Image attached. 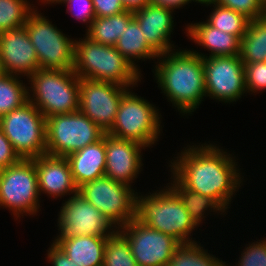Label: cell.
<instances>
[{
    "label": "cell",
    "mask_w": 266,
    "mask_h": 266,
    "mask_svg": "<svg viewBox=\"0 0 266 266\" xmlns=\"http://www.w3.org/2000/svg\"><path fill=\"white\" fill-rule=\"evenodd\" d=\"M206 143L184 147L169 161V170L181 186L213 198L226 211L244 176L235 155L219 144Z\"/></svg>",
    "instance_id": "cell-1"
},
{
    "label": "cell",
    "mask_w": 266,
    "mask_h": 266,
    "mask_svg": "<svg viewBox=\"0 0 266 266\" xmlns=\"http://www.w3.org/2000/svg\"><path fill=\"white\" fill-rule=\"evenodd\" d=\"M154 63L152 72L167 101L183 116L193 114L207 97L203 58L187 48L174 49Z\"/></svg>",
    "instance_id": "cell-2"
},
{
    "label": "cell",
    "mask_w": 266,
    "mask_h": 266,
    "mask_svg": "<svg viewBox=\"0 0 266 266\" xmlns=\"http://www.w3.org/2000/svg\"><path fill=\"white\" fill-rule=\"evenodd\" d=\"M164 187L152 194L150 191L146 195L137 192L136 219L147 227L173 237L180 244L197 242L191 233L198 226L190 218L179 195L169 184Z\"/></svg>",
    "instance_id": "cell-3"
},
{
    "label": "cell",
    "mask_w": 266,
    "mask_h": 266,
    "mask_svg": "<svg viewBox=\"0 0 266 266\" xmlns=\"http://www.w3.org/2000/svg\"><path fill=\"white\" fill-rule=\"evenodd\" d=\"M74 73L79 78L136 87L142 74L114 47L92 41L86 35L75 40Z\"/></svg>",
    "instance_id": "cell-4"
},
{
    "label": "cell",
    "mask_w": 266,
    "mask_h": 266,
    "mask_svg": "<svg viewBox=\"0 0 266 266\" xmlns=\"http://www.w3.org/2000/svg\"><path fill=\"white\" fill-rule=\"evenodd\" d=\"M28 79V101L45 118L79 110L80 78L73 70L38 69Z\"/></svg>",
    "instance_id": "cell-5"
},
{
    "label": "cell",
    "mask_w": 266,
    "mask_h": 266,
    "mask_svg": "<svg viewBox=\"0 0 266 266\" xmlns=\"http://www.w3.org/2000/svg\"><path fill=\"white\" fill-rule=\"evenodd\" d=\"M137 95L130 89L122 97L115 121L107 134L135 141L148 149L157 144L163 133L162 115L157 106Z\"/></svg>",
    "instance_id": "cell-6"
},
{
    "label": "cell",
    "mask_w": 266,
    "mask_h": 266,
    "mask_svg": "<svg viewBox=\"0 0 266 266\" xmlns=\"http://www.w3.org/2000/svg\"><path fill=\"white\" fill-rule=\"evenodd\" d=\"M40 198L34 159L21 158L0 170V207L11 211L15 220L37 215Z\"/></svg>",
    "instance_id": "cell-7"
},
{
    "label": "cell",
    "mask_w": 266,
    "mask_h": 266,
    "mask_svg": "<svg viewBox=\"0 0 266 266\" xmlns=\"http://www.w3.org/2000/svg\"><path fill=\"white\" fill-rule=\"evenodd\" d=\"M37 9L29 15L25 27L36 50L39 69L72 70L75 39L65 35Z\"/></svg>",
    "instance_id": "cell-8"
},
{
    "label": "cell",
    "mask_w": 266,
    "mask_h": 266,
    "mask_svg": "<svg viewBox=\"0 0 266 266\" xmlns=\"http://www.w3.org/2000/svg\"><path fill=\"white\" fill-rule=\"evenodd\" d=\"M105 132L80 110L46 118V154L68 155L97 142Z\"/></svg>",
    "instance_id": "cell-9"
},
{
    "label": "cell",
    "mask_w": 266,
    "mask_h": 266,
    "mask_svg": "<svg viewBox=\"0 0 266 266\" xmlns=\"http://www.w3.org/2000/svg\"><path fill=\"white\" fill-rule=\"evenodd\" d=\"M0 129L20 158L46 154V118L31 102L1 116Z\"/></svg>",
    "instance_id": "cell-10"
},
{
    "label": "cell",
    "mask_w": 266,
    "mask_h": 266,
    "mask_svg": "<svg viewBox=\"0 0 266 266\" xmlns=\"http://www.w3.org/2000/svg\"><path fill=\"white\" fill-rule=\"evenodd\" d=\"M87 202L97 208L117 230L136 218L137 191L127 184L102 176L78 187Z\"/></svg>",
    "instance_id": "cell-11"
},
{
    "label": "cell",
    "mask_w": 266,
    "mask_h": 266,
    "mask_svg": "<svg viewBox=\"0 0 266 266\" xmlns=\"http://www.w3.org/2000/svg\"><path fill=\"white\" fill-rule=\"evenodd\" d=\"M206 96L233 103L247 93L244 63L240 55L203 58Z\"/></svg>",
    "instance_id": "cell-12"
},
{
    "label": "cell",
    "mask_w": 266,
    "mask_h": 266,
    "mask_svg": "<svg viewBox=\"0 0 266 266\" xmlns=\"http://www.w3.org/2000/svg\"><path fill=\"white\" fill-rule=\"evenodd\" d=\"M57 226L59 234L55 237H110L117 231L97 208L78 193L62 203Z\"/></svg>",
    "instance_id": "cell-13"
},
{
    "label": "cell",
    "mask_w": 266,
    "mask_h": 266,
    "mask_svg": "<svg viewBox=\"0 0 266 266\" xmlns=\"http://www.w3.org/2000/svg\"><path fill=\"white\" fill-rule=\"evenodd\" d=\"M138 266H167L181 245L173 237L143 225L136 218L119 228Z\"/></svg>",
    "instance_id": "cell-14"
},
{
    "label": "cell",
    "mask_w": 266,
    "mask_h": 266,
    "mask_svg": "<svg viewBox=\"0 0 266 266\" xmlns=\"http://www.w3.org/2000/svg\"><path fill=\"white\" fill-rule=\"evenodd\" d=\"M133 87L80 78L79 110L107 133L116 118L122 97Z\"/></svg>",
    "instance_id": "cell-15"
},
{
    "label": "cell",
    "mask_w": 266,
    "mask_h": 266,
    "mask_svg": "<svg viewBox=\"0 0 266 266\" xmlns=\"http://www.w3.org/2000/svg\"><path fill=\"white\" fill-rule=\"evenodd\" d=\"M0 62L3 73L27 79L39 69V61L26 27L0 33Z\"/></svg>",
    "instance_id": "cell-16"
},
{
    "label": "cell",
    "mask_w": 266,
    "mask_h": 266,
    "mask_svg": "<svg viewBox=\"0 0 266 266\" xmlns=\"http://www.w3.org/2000/svg\"><path fill=\"white\" fill-rule=\"evenodd\" d=\"M106 168L105 176L132 187V183L143 171V145L119 139L105 133ZM142 153V154H141Z\"/></svg>",
    "instance_id": "cell-17"
},
{
    "label": "cell",
    "mask_w": 266,
    "mask_h": 266,
    "mask_svg": "<svg viewBox=\"0 0 266 266\" xmlns=\"http://www.w3.org/2000/svg\"><path fill=\"white\" fill-rule=\"evenodd\" d=\"M175 10L153 4L133 12V18L138 22L147 43L159 54L174 50L171 33L174 32Z\"/></svg>",
    "instance_id": "cell-18"
},
{
    "label": "cell",
    "mask_w": 266,
    "mask_h": 266,
    "mask_svg": "<svg viewBox=\"0 0 266 266\" xmlns=\"http://www.w3.org/2000/svg\"><path fill=\"white\" fill-rule=\"evenodd\" d=\"M33 159L40 196L43 193L56 200L78 193L66 157L44 154Z\"/></svg>",
    "instance_id": "cell-19"
},
{
    "label": "cell",
    "mask_w": 266,
    "mask_h": 266,
    "mask_svg": "<svg viewBox=\"0 0 266 266\" xmlns=\"http://www.w3.org/2000/svg\"><path fill=\"white\" fill-rule=\"evenodd\" d=\"M185 31L187 37L194 41L202 48L208 50L209 54L192 52L198 54L202 58L212 56H235L240 54L241 40L235 36L230 35L222 30L214 28L207 21L189 23L185 25ZM209 55V56H208Z\"/></svg>",
    "instance_id": "cell-20"
},
{
    "label": "cell",
    "mask_w": 266,
    "mask_h": 266,
    "mask_svg": "<svg viewBox=\"0 0 266 266\" xmlns=\"http://www.w3.org/2000/svg\"><path fill=\"white\" fill-rule=\"evenodd\" d=\"M66 158L77 187L105 176V134L97 142L68 155Z\"/></svg>",
    "instance_id": "cell-21"
},
{
    "label": "cell",
    "mask_w": 266,
    "mask_h": 266,
    "mask_svg": "<svg viewBox=\"0 0 266 266\" xmlns=\"http://www.w3.org/2000/svg\"><path fill=\"white\" fill-rule=\"evenodd\" d=\"M52 240L79 266H102L106 241L109 237H54Z\"/></svg>",
    "instance_id": "cell-22"
},
{
    "label": "cell",
    "mask_w": 266,
    "mask_h": 266,
    "mask_svg": "<svg viewBox=\"0 0 266 266\" xmlns=\"http://www.w3.org/2000/svg\"><path fill=\"white\" fill-rule=\"evenodd\" d=\"M139 72L138 60H157L159 54L147 43L138 22L133 18L125 26L122 36L114 46ZM137 61V63H136Z\"/></svg>",
    "instance_id": "cell-23"
},
{
    "label": "cell",
    "mask_w": 266,
    "mask_h": 266,
    "mask_svg": "<svg viewBox=\"0 0 266 266\" xmlns=\"http://www.w3.org/2000/svg\"><path fill=\"white\" fill-rule=\"evenodd\" d=\"M133 19V12L125 10L107 17H96L85 35L94 42L115 46L125 26Z\"/></svg>",
    "instance_id": "cell-24"
},
{
    "label": "cell",
    "mask_w": 266,
    "mask_h": 266,
    "mask_svg": "<svg viewBox=\"0 0 266 266\" xmlns=\"http://www.w3.org/2000/svg\"><path fill=\"white\" fill-rule=\"evenodd\" d=\"M170 179H172L170 180L171 182L167 184H170L169 186L179 195L190 218L198 227L206 218V211L207 214L213 212V214L217 213V216L219 213L226 216L225 214L228 211H225L213 198L188 190L181 186L172 176Z\"/></svg>",
    "instance_id": "cell-25"
},
{
    "label": "cell",
    "mask_w": 266,
    "mask_h": 266,
    "mask_svg": "<svg viewBox=\"0 0 266 266\" xmlns=\"http://www.w3.org/2000/svg\"><path fill=\"white\" fill-rule=\"evenodd\" d=\"M239 55L244 65L266 61V16L249 21Z\"/></svg>",
    "instance_id": "cell-26"
},
{
    "label": "cell",
    "mask_w": 266,
    "mask_h": 266,
    "mask_svg": "<svg viewBox=\"0 0 266 266\" xmlns=\"http://www.w3.org/2000/svg\"><path fill=\"white\" fill-rule=\"evenodd\" d=\"M201 4L206 6H213V11H211L208 18H206V21L211 26L230 35H235L240 40L243 38L250 21L248 18L230 8L216 4L211 0L205 1Z\"/></svg>",
    "instance_id": "cell-27"
},
{
    "label": "cell",
    "mask_w": 266,
    "mask_h": 266,
    "mask_svg": "<svg viewBox=\"0 0 266 266\" xmlns=\"http://www.w3.org/2000/svg\"><path fill=\"white\" fill-rule=\"evenodd\" d=\"M19 76H0V117L28 102V86Z\"/></svg>",
    "instance_id": "cell-28"
},
{
    "label": "cell",
    "mask_w": 266,
    "mask_h": 266,
    "mask_svg": "<svg viewBox=\"0 0 266 266\" xmlns=\"http://www.w3.org/2000/svg\"><path fill=\"white\" fill-rule=\"evenodd\" d=\"M227 262L218 259L199 242L181 244L167 266H226Z\"/></svg>",
    "instance_id": "cell-29"
},
{
    "label": "cell",
    "mask_w": 266,
    "mask_h": 266,
    "mask_svg": "<svg viewBox=\"0 0 266 266\" xmlns=\"http://www.w3.org/2000/svg\"><path fill=\"white\" fill-rule=\"evenodd\" d=\"M35 7L29 0H0V33L25 26Z\"/></svg>",
    "instance_id": "cell-30"
},
{
    "label": "cell",
    "mask_w": 266,
    "mask_h": 266,
    "mask_svg": "<svg viewBox=\"0 0 266 266\" xmlns=\"http://www.w3.org/2000/svg\"><path fill=\"white\" fill-rule=\"evenodd\" d=\"M102 266H138L129 242L118 230L106 241Z\"/></svg>",
    "instance_id": "cell-31"
},
{
    "label": "cell",
    "mask_w": 266,
    "mask_h": 266,
    "mask_svg": "<svg viewBox=\"0 0 266 266\" xmlns=\"http://www.w3.org/2000/svg\"><path fill=\"white\" fill-rule=\"evenodd\" d=\"M216 4L230 8L249 20L266 16V0H211Z\"/></svg>",
    "instance_id": "cell-32"
},
{
    "label": "cell",
    "mask_w": 266,
    "mask_h": 266,
    "mask_svg": "<svg viewBox=\"0 0 266 266\" xmlns=\"http://www.w3.org/2000/svg\"><path fill=\"white\" fill-rule=\"evenodd\" d=\"M247 93H261L266 90V61L244 65ZM259 91V92H258Z\"/></svg>",
    "instance_id": "cell-33"
},
{
    "label": "cell",
    "mask_w": 266,
    "mask_h": 266,
    "mask_svg": "<svg viewBox=\"0 0 266 266\" xmlns=\"http://www.w3.org/2000/svg\"><path fill=\"white\" fill-rule=\"evenodd\" d=\"M262 239L245 246L236 266H266V238Z\"/></svg>",
    "instance_id": "cell-34"
},
{
    "label": "cell",
    "mask_w": 266,
    "mask_h": 266,
    "mask_svg": "<svg viewBox=\"0 0 266 266\" xmlns=\"http://www.w3.org/2000/svg\"><path fill=\"white\" fill-rule=\"evenodd\" d=\"M62 3L68 7L67 13H71L77 20L87 25V31L96 18L92 0H64Z\"/></svg>",
    "instance_id": "cell-35"
},
{
    "label": "cell",
    "mask_w": 266,
    "mask_h": 266,
    "mask_svg": "<svg viewBox=\"0 0 266 266\" xmlns=\"http://www.w3.org/2000/svg\"><path fill=\"white\" fill-rule=\"evenodd\" d=\"M20 159L11 142L0 129V170L12 166Z\"/></svg>",
    "instance_id": "cell-36"
},
{
    "label": "cell",
    "mask_w": 266,
    "mask_h": 266,
    "mask_svg": "<svg viewBox=\"0 0 266 266\" xmlns=\"http://www.w3.org/2000/svg\"><path fill=\"white\" fill-rule=\"evenodd\" d=\"M96 17H107L125 11L120 0H92Z\"/></svg>",
    "instance_id": "cell-37"
},
{
    "label": "cell",
    "mask_w": 266,
    "mask_h": 266,
    "mask_svg": "<svg viewBox=\"0 0 266 266\" xmlns=\"http://www.w3.org/2000/svg\"><path fill=\"white\" fill-rule=\"evenodd\" d=\"M47 253V260L52 266H79L69 259L65 252L54 242L51 243Z\"/></svg>",
    "instance_id": "cell-38"
},
{
    "label": "cell",
    "mask_w": 266,
    "mask_h": 266,
    "mask_svg": "<svg viewBox=\"0 0 266 266\" xmlns=\"http://www.w3.org/2000/svg\"><path fill=\"white\" fill-rule=\"evenodd\" d=\"M149 1H150V4L168 7L173 10L180 9L183 6L185 7L192 1L201 4L199 0H149Z\"/></svg>",
    "instance_id": "cell-39"
},
{
    "label": "cell",
    "mask_w": 266,
    "mask_h": 266,
    "mask_svg": "<svg viewBox=\"0 0 266 266\" xmlns=\"http://www.w3.org/2000/svg\"><path fill=\"white\" fill-rule=\"evenodd\" d=\"M125 10L136 11L150 4L149 0H120Z\"/></svg>",
    "instance_id": "cell-40"
},
{
    "label": "cell",
    "mask_w": 266,
    "mask_h": 266,
    "mask_svg": "<svg viewBox=\"0 0 266 266\" xmlns=\"http://www.w3.org/2000/svg\"><path fill=\"white\" fill-rule=\"evenodd\" d=\"M41 1V3L42 4H44V6L46 5V4H51V5H53V4H62V2L64 1V0H40ZM53 3V4H52Z\"/></svg>",
    "instance_id": "cell-41"
},
{
    "label": "cell",
    "mask_w": 266,
    "mask_h": 266,
    "mask_svg": "<svg viewBox=\"0 0 266 266\" xmlns=\"http://www.w3.org/2000/svg\"><path fill=\"white\" fill-rule=\"evenodd\" d=\"M3 74L2 68H1V62H0V76Z\"/></svg>",
    "instance_id": "cell-42"
},
{
    "label": "cell",
    "mask_w": 266,
    "mask_h": 266,
    "mask_svg": "<svg viewBox=\"0 0 266 266\" xmlns=\"http://www.w3.org/2000/svg\"><path fill=\"white\" fill-rule=\"evenodd\" d=\"M201 3L205 2V1H209V0H199Z\"/></svg>",
    "instance_id": "cell-43"
}]
</instances>
